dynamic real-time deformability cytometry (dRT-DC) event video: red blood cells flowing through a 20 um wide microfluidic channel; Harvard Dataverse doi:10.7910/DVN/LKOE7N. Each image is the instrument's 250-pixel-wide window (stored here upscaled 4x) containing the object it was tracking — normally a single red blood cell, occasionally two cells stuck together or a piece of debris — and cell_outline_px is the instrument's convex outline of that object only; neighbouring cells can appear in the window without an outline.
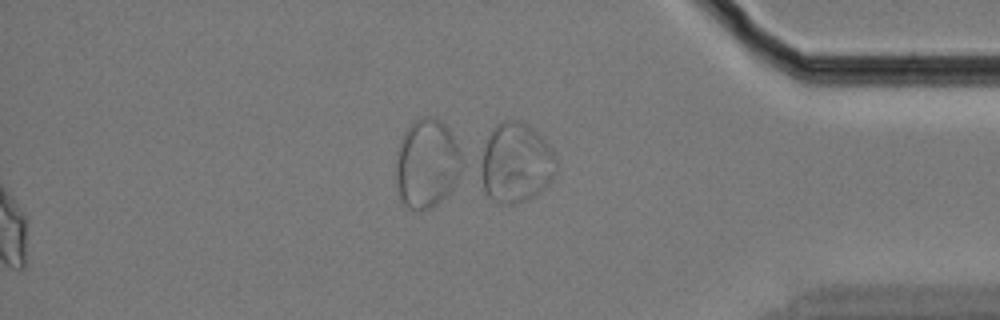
{"species": "Egyptian fruit bat (a non-hibernating species)", "species_latin": "Rousettus aegyptiacus", "temperature_condition": "cold", "stored_images_in_passage": 55, "segment_of_instrument_passage": [2, 2], "camera_frame_rate_fps": 3000, "um_per_image_px": 0.085, "animal": {"sex": "female"}, "frame": {"image": 1, "passage_image": 55, "time_ms": 18.0, "image_size_px": [1000, 320], "cell_outline_px": [[556, 176], [544, 188], [532, 196], [516, 204], [504, 204], [492, 200], [484, 192], [484, 148], [488, 136], [492, 128], [500, 120], [516, 120], [532, 128], [552, 148], [556, 156]], "centroid_in_image_um": [43.9, 13.84], "position_along_channel_um": 391.3, "area_um2": 34.45}}